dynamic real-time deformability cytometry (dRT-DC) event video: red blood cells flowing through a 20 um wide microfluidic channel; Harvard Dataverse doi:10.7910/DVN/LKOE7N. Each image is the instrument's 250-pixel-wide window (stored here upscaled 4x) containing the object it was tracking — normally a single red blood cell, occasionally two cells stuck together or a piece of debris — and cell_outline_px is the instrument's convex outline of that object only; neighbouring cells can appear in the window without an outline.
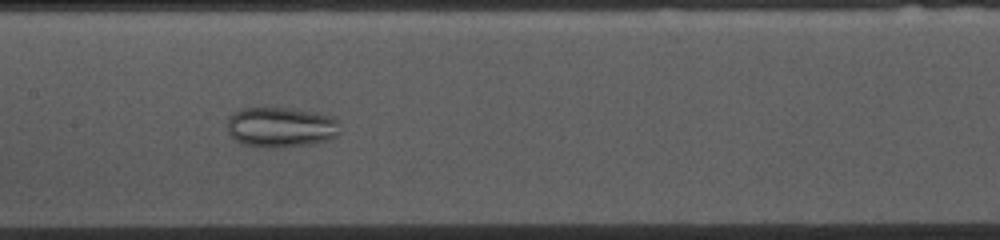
{"species": "common noctule bat (a hibernating species)", "species_latin": "Nyctalus noctula", "temperature_condition": "cold", "stored_images_in_passage": 39, "camera_frame_rate_fps": 3000, "um_per_image_px": 0.085, "animal": {"sex": "female", "body_mass_g": 10.0, "forearm_length_mm": 53.1}, "frame": {"image": 1, "passage_image": 10, "time_ms": 3.0, "image_size_px": [1000, 240], "cell_outline_px": [[340, 132], [336, 136], [328, 140], [312, 144], [280, 148], [264, 148], [244, 144], [228, 136], [228, 116], [244, 108], [288, 108], [312, 112], [332, 116], [336, 120]], "centroid_in_image_um": [23.86, 10.83], "position_along_channel_um": 183.5, "area_um2": 26.53}}
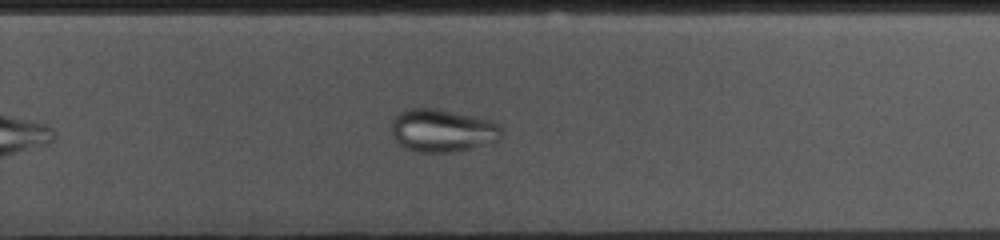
{"frame": {"image": 2, "passage_image": 19, "time_ms": 6.0, "image_size_px": [1000, 240], "cell_outline_px": [[504, 136], [500, 140], [472, 148], [452, 152], [420, 152], [404, 148], [392, 136], [392, 120], [404, 108], [436, 108], [496, 120], [500, 124]], "centroid_in_image_um": [37.66, 11.08], "position_along_channel_um": 292.1, "area_um2": 28.03}}
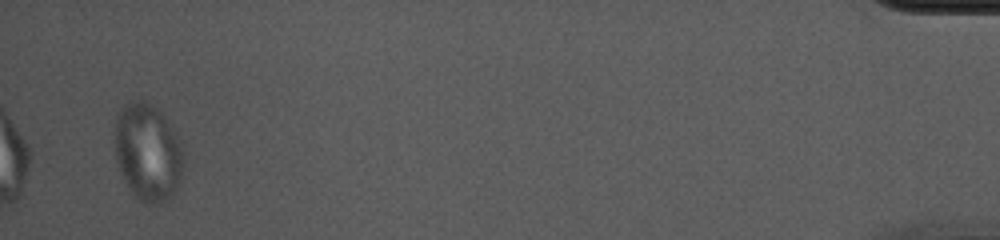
{"frame": {"image": 3, "passage_image": 37, "time_ms": 12.0, "image_size_px": [1000, 240], "cell_outline_px": [[184, 164], [180, 180], [172, 192], [160, 204], [144, 204], [132, 192], [124, 180], [120, 172], [116, 160], [116, 116], [120, 108], [124, 104], [132, 100], [144, 100], [160, 108], [180, 148], [184, 160]], "centroid_in_image_um": [12.52, 12.91], "position_along_channel_um": 422.7, "area_um2": 38.44}}